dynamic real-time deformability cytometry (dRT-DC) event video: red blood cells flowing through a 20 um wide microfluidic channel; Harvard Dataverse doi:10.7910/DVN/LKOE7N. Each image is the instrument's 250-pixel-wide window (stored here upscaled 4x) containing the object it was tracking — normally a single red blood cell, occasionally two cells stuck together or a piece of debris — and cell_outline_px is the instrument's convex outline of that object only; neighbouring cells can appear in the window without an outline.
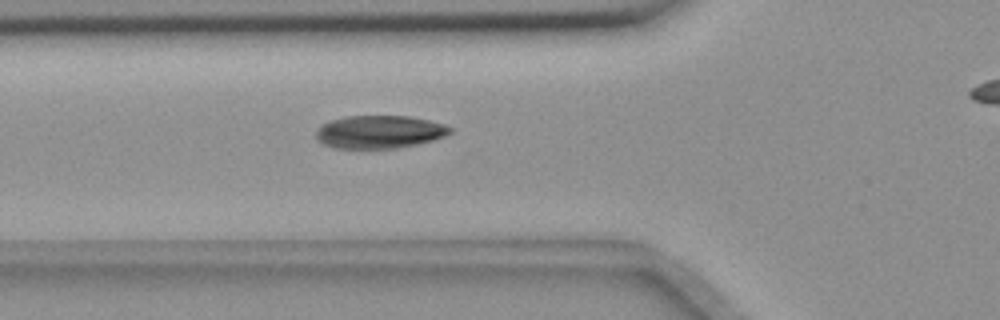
{"species": "common noctule bat (a hibernating species)", "species_latin": "Nyctalus noctula", "temperature_condition": "room temperature", "stored_images_in_passage": 7, "camera_frame_rate_fps": 3000, "um_per_image_px": 0.085, "animal": {"sex": "female", "body_mass_g": 18.4}, "frame": {"image": 1, "passage_image": 6, "time_ms": 5.667, "image_size_px": [1000, 320], "cell_outline_px": [[452, 132], [444, 136], [432, 140], [416, 144], [396, 148], [336, 148], [320, 144], [316, 140], [316, 132], [324, 124], [332, 120], [348, 116], [412, 116], [444, 124], [452, 128]], "centroid_in_image_um": [32.25, 11.21], "position_along_channel_um": 93.5, "area_um2": 25.61}}